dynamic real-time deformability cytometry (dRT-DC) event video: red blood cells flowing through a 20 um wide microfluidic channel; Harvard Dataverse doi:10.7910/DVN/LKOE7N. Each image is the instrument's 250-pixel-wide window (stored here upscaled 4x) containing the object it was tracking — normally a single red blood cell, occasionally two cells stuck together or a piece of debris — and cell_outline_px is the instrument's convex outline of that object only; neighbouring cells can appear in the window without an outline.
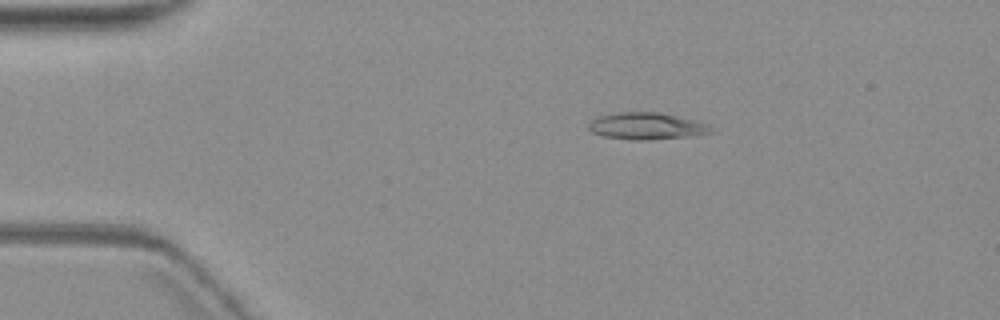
{"species": "common noctule bat (a hibernating species)", "species_latin": "Nyctalus noctula", "temperature_condition": "warm", "stored_images_in_passage": 3, "camera_frame_rate_fps": 3000, "um_per_image_px": 0.085, "animal": {"sex": "female", "body_mass_g": 19.3, "forearm_length_mm": 54.1}, "frame": {"image": 1, "passage_image": 1, "time_ms": 0.0, "image_size_px": [1000, 320], "cell_outline_px": [[716, 132], [688, 136], [648, 140], [636, 140], [604, 136], [592, 132], [588, 128], [588, 124], [592, 120], [600, 116], [616, 112], [660, 112], [696, 120], [708, 124], [716, 128]], "centroid_in_image_um": [55.03, 10.71], "position_along_channel_um": 30.0, "area_um2": 19.25}}